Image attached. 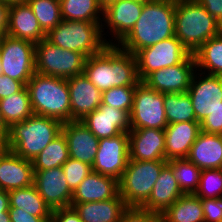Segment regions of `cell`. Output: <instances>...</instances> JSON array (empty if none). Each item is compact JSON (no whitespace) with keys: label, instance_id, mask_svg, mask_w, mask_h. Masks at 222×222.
I'll use <instances>...</instances> for the list:
<instances>
[{"label":"cell","instance_id":"23","mask_svg":"<svg viewBox=\"0 0 222 222\" xmlns=\"http://www.w3.org/2000/svg\"><path fill=\"white\" fill-rule=\"evenodd\" d=\"M6 34L33 44L46 38V33L27 2L10 6Z\"/></svg>","mask_w":222,"mask_h":222},{"label":"cell","instance_id":"35","mask_svg":"<svg viewBox=\"0 0 222 222\" xmlns=\"http://www.w3.org/2000/svg\"><path fill=\"white\" fill-rule=\"evenodd\" d=\"M173 170L178 186L183 194H195L202 170L187 158L173 159L167 163Z\"/></svg>","mask_w":222,"mask_h":222},{"label":"cell","instance_id":"48","mask_svg":"<svg viewBox=\"0 0 222 222\" xmlns=\"http://www.w3.org/2000/svg\"><path fill=\"white\" fill-rule=\"evenodd\" d=\"M8 131H9V128L4 123L3 118L1 116V111H0V142L5 143L7 141Z\"/></svg>","mask_w":222,"mask_h":222},{"label":"cell","instance_id":"27","mask_svg":"<svg viewBox=\"0 0 222 222\" xmlns=\"http://www.w3.org/2000/svg\"><path fill=\"white\" fill-rule=\"evenodd\" d=\"M82 222H120L122 215L129 208L118 195L106 201L71 203Z\"/></svg>","mask_w":222,"mask_h":222},{"label":"cell","instance_id":"37","mask_svg":"<svg viewBox=\"0 0 222 222\" xmlns=\"http://www.w3.org/2000/svg\"><path fill=\"white\" fill-rule=\"evenodd\" d=\"M195 195L201 199L222 197V168L202 170Z\"/></svg>","mask_w":222,"mask_h":222},{"label":"cell","instance_id":"43","mask_svg":"<svg viewBox=\"0 0 222 222\" xmlns=\"http://www.w3.org/2000/svg\"><path fill=\"white\" fill-rule=\"evenodd\" d=\"M50 222H82L74 207H63L52 211Z\"/></svg>","mask_w":222,"mask_h":222},{"label":"cell","instance_id":"22","mask_svg":"<svg viewBox=\"0 0 222 222\" xmlns=\"http://www.w3.org/2000/svg\"><path fill=\"white\" fill-rule=\"evenodd\" d=\"M165 131V160L187 158L190 148L201 132L200 122L168 124Z\"/></svg>","mask_w":222,"mask_h":222},{"label":"cell","instance_id":"18","mask_svg":"<svg viewBox=\"0 0 222 222\" xmlns=\"http://www.w3.org/2000/svg\"><path fill=\"white\" fill-rule=\"evenodd\" d=\"M129 160H165L164 129H130Z\"/></svg>","mask_w":222,"mask_h":222},{"label":"cell","instance_id":"51","mask_svg":"<svg viewBox=\"0 0 222 222\" xmlns=\"http://www.w3.org/2000/svg\"><path fill=\"white\" fill-rule=\"evenodd\" d=\"M116 0H98L99 5L105 9L108 5L115 2Z\"/></svg>","mask_w":222,"mask_h":222},{"label":"cell","instance_id":"34","mask_svg":"<svg viewBox=\"0 0 222 222\" xmlns=\"http://www.w3.org/2000/svg\"><path fill=\"white\" fill-rule=\"evenodd\" d=\"M164 108L168 124L196 121L188 92L164 94Z\"/></svg>","mask_w":222,"mask_h":222},{"label":"cell","instance_id":"45","mask_svg":"<svg viewBox=\"0 0 222 222\" xmlns=\"http://www.w3.org/2000/svg\"><path fill=\"white\" fill-rule=\"evenodd\" d=\"M222 26V0H197Z\"/></svg>","mask_w":222,"mask_h":222},{"label":"cell","instance_id":"19","mask_svg":"<svg viewBox=\"0 0 222 222\" xmlns=\"http://www.w3.org/2000/svg\"><path fill=\"white\" fill-rule=\"evenodd\" d=\"M71 104V121L82 120L102 104V92L84 75L67 79Z\"/></svg>","mask_w":222,"mask_h":222},{"label":"cell","instance_id":"26","mask_svg":"<svg viewBox=\"0 0 222 222\" xmlns=\"http://www.w3.org/2000/svg\"><path fill=\"white\" fill-rule=\"evenodd\" d=\"M187 159L201 170L222 168V135L201 131Z\"/></svg>","mask_w":222,"mask_h":222},{"label":"cell","instance_id":"21","mask_svg":"<svg viewBox=\"0 0 222 222\" xmlns=\"http://www.w3.org/2000/svg\"><path fill=\"white\" fill-rule=\"evenodd\" d=\"M34 184V168L31 160L8 150L0 158V190L10 191Z\"/></svg>","mask_w":222,"mask_h":222},{"label":"cell","instance_id":"50","mask_svg":"<svg viewBox=\"0 0 222 222\" xmlns=\"http://www.w3.org/2000/svg\"><path fill=\"white\" fill-rule=\"evenodd\" d=\"M0 222H11L8 211H0Z\"/></svg>","mask_w":222,"mask_h":222},{"label":"cell","instance_id":"42","mask_svg":"<svg viewBox=\"0 0 222 222\" xmlns=\"http://www.w3.org/2000/svg\"><path fill=\"white\" fill-rule=\"evenodd\" d=\"M25 86L26 85L21 81H17L8 76L1 75L0 76V100L12 94L18 93Z\"/></svg>","mask_w":222,"mask_h":222},{"label":"cell","instance_id":"32","mask_svg":"<svg viewBox=\"0 0 222 222\" xmlns=\"http://www.w3.org/2000/svg\"><path fill=\"white\" fill-rule=\"evenodd\" d=\"M62 20L102 22L103 8L98 0H59Z\"/></svg>","mask_w":222,"mask_h":222},{"label":"cell","instance_id":"6","mask_svg":"<svg viewBox=\"0 0 222 222\" xmlns=\"http://www.w3.org/2000/svg\"><path fill=\"white\" fill-rule=\"evenodd\" d=\"M33 114L54 118L66 123L71 121V104L67 79L39 73L27 82Z\"/></svg>","mask_w":222,"mask_h":222},{"label":"cell","instance_id":"30","mask_svg":"<svg viewBox=\"0 0 222 222\" xmlns=\"http://www.w3.org/2000/svg\"><path fill=\"white\" fill-rule=\"evenodd\" d=\"M10 207L20 208L38 217H51L52 210L38 193L36 186L8 191Z\"/></svg>","mask_w":222,"mask_h":222},{"label":"cell","instance_id":"29","mask_svg":"<svg viewBox=\"0 0 222 222\" xmlns=\"http://www.w3.org/2000/svg\"><path fill=\"white\" fill-rule=\"evenodd\" d=\"M193 55L197 71L222 76V31L205 42Z\"/></svg>","mask_w":222,"mask_h":222},{"label":"cell","instance_id":"47","mask_svg":"<svg viewBox=\"0 0 222 222\" xmlns=\"http://www.w3.org/2000/svg\"><path fill=\"white\" fill-rule=\"evenodd\" d=\"M10 208L8 191L0 190V211H8Z\"/></svg>","mask_w":222,"mask_h":222},{"label":"cell","instance_id":"17","mask_svg":"<svg viewBox=\"0 0 222 222\" xmlns=\"http://www.w3.org/2000/svg\"><path fill=\"white\" fill-rule=\"evenodd\" d=\"M99 140L131 129L130 114L127 111L101 104L92 113L80 120Z\"/></svg>","mask_w":222,"mask_h":222},{"label":"cell","instance_id":"1","mask_svg":"<svg viewBox=\"0 0 222 222\" xmlns=\"http://www.w3.org/2000/svg\"><path fill=\"white\" fill-rule=\"evenodd\" d=\"M176 0H150L143 4L132 30L116 44L135 55L139 50L175 36Z\"/></svg>","mask_w":222,"mask_h":222},{"label":"cell","instance_id":"54","mask_svg":"<svg viewBox=\"0 0 222 222\" xmlns=\"http://www.w3.org/2000/svg\"><path fill=\"white\" fill-rule=\"evenodd\" d=\"M134 1H139V2H147V1H150V0H134Z\"/></svg>","mask_w":222,"mask_h":222},{"label":"cell","instance_id":"14","mask_svg":"<svg viewBox=\"0 0 222 222\" xmlns=\"http://www.w3.org/2000/svg\"><path fill=\"white\" fill-rule=\"evenodd\" d=\"M143 4L134 0H116L103 9L102 35L108 45L118 44L132 30L141 15ZM104 29H108L107 32ZM106 33L112 39H106Z\"/></svg>","mask_w":222,"mask_h":222},{"label":"cell","instance_id":"11","mask_svg":"<svg viewBox=\"0 0 222 222\" xmlns=\"http://www.w3.org/2000/svg\"><path fill=\"white\" fill-rule=\"evenodd\" d=\"M191 53L176 36L164 39L136 54L137 73L142 82L150 73L183 62Z\"/></svg>","mask_w":222,"mask_h":222},{"label":"cell","instance_id":"49","mask_svg":"<svg viewBox=\"0 0 222 222\" xmlns=\"http://www.w3.org/2000/svg\"><path fill=\"white\" fill-rule=\"evenodd\" d=\"M26 1L27 0H0V2L6 4L8 6L25 3Z\"/></svg>","mask_w":222,"mask_h":222},{"label":"cell","instance_id":"13","mask_svg":"<svg viewBox=\"0 0 222 222\" xmlns=\"http://www.w3.org/2000/svg\"><path fill=\"white\" fill-rule=\"evenodd\" d=\"M129 160V135L120 133L99 140L98 151L92 165L93 172L110 176L118 181Z\"/></svg>","mask_w":222,"mask_h":222},{"label":"cell","instance_id":"12","mask_svg":"<svg viewBox=\"0 0 222 222\" xmlns=\"http://www.w3.org/2000/svg\"><path fill=\"white\" fill-rule=\"evenodd\" d=\"M130 124L131 129H165L168 122L165 115L164 94L140 82L135 89Z\"/></svg>","mask_w":222,"mask_h":222},{"label":"cell","instance_id":"4","mask_svg":"<svg viewBox=\"0 0 222 222\" xmlns=\"http://www.w3.org/2000/svg\"><path fill=\"white\" fill-rule=\"evenodd\" d=\"M221 31L222 26L197 0H176L175 36L190 53Z\"/></svg>","mask_w":222,"mask_h":222},{"label":"cell","instance_id":"2","mask_svg":"<svg viewBox=\"0 0 222 222\" xmlns=\"http://www.w3.org/2000/svg\"><path fill=\"white\" fill-rule=\"evenodd\" d=\"M84 75L101 92L113 87H136L141 81L135 55L117 45H107L85 60Z\"/></svg>","mask_w":222,"mask_h":222},{"label":"cell","instance_id":"9","mask_svg":"<svg viewBox=\"0 0 222 222\" xmlns=\"http://www.w3.org/2000/svg\"><path fill=\"white\" fill-rule=\"evenodd\" d=\"M86 57L80 52L62 49L46 38L35 44L36 73L68 79L84 74Z\"/></svg>","mask_w":222,"mask_h":222},{"label":"cell","instance_id":"44","mask_svg":"<svg viewBox=\"0 0 222 222\" xmlns=\"http://www.w3.org/2000/svg\"><path fill=\"white\" fill-rule=\"evenodd\" d=\"M8 212L11 222H50L51 218L33 216L26 211L15 207H10Z\"/></svg>","mask_w":222,"mask_h":222},{"label":"cell","instance_id":"39","mask_svg":"<svg viewBox=\"0 0 222 222\" xmlns=\"http://www.w3.org/2000/svg\"><path fill=\"white\" fill-rule=\"evenodd\" d=\"M63 173L66 176V181L69 188L74 192L78 185L93 172L92 166L88 163L69 158L62 165Z\"/></svg>","mask_w":222,"mask_h":222},{"label":"cell","instance_id":"20","mask_svg":"<svg viewBox=\"0 0 222 222\" xmlns=\"http://www.w3.org/2000/svg\"><path fill=\"white\" fill-rule=\"evenodd\" d=\"M62 133L67 140L69 157L92 166L99 139L79 120L63 123Z\"/></svg>","mask_w":222,"mask_h":222},{"label":"cell","instance_id":"55","mask_svg":"<svg viewBox=\"0 0 222 222\" xmlns=\"http://www.w3.org/2000/svg\"><path fill=\"white\" fill-rule=\"evenodd\" d=\"M156 222H164L161 218H159Z\"/></svg>","mask_w":222,"mask_h":222},{"label":"cell","instance_id":"15","mask_svg":"<svg viewBox=\"0 0 222 222\" xmlns=\"http://www.w3.org/2000/svg\"><path fill=\"white\" fill-rule=\"evenodd\" d=\"M197 71L194 55L191 53L183 62L150 73L142 82L160 93H185Z\"/></svg>","mask_w":222,"mask_h":222},{"label":"cell","instance_id":"7","mask_svg":"<svg viewBox=\"0 0 222 222\" xmlns=\"http://www.w3.org/2000/svg\"><path fill=\"white\" fill-rule=\"evenodd\" d=\"M101 25L102 22L62 20L46 34V39L62 49L80 52L88 58L108 45Z\"/></svg>","mask_w":222,"mask_h":222},{"label":"cell","instance_id":"46","mask_svg":"<svg viewBox=\"0 0 222 222\" xmlns=\"http://www.w3.org/2000/svg\"><path fill=\"white\" fill-rule=\"evenodd\" d=\"M10 6L0 2V38L4 36L8 29Z\"/></svg>","mask_w":222,"mask_h":222},{"label":"cell","instance_id":"52","mask_svg":"<svg viewBox=\"0 0 222 222\" xmlns=\"http://www.w3.org/2000/svg\"><path fill=\"white\" fill-rule=\"evenodd\" d=\"M9 149L6 147V144L0 142V158L8 151Z\"/></svg>","mask_w":222,"mask_h":222},{"label":"cell","instance_id":"38","mask_svg":"<svg viewBox=\"0 0 222 222\" xmlns=\"http://www.w3.org/2000/svg\"><path fill=\"white\" fill-rule=\"evenodd\" d=\"M136 87H113L102 92V104L112 108L127 111L129 114L133 108Z\"/></svg>","mask_w":222,"mask_h":222},{"label":"cell","instance_id":"53","mask_svg":"<svg viewBox=\"0 0 222 222\" xmlns=\"http://www.w3.org/2000/svg\"><path fill=\"white\" fill-rule=\"evenodd\" d=\"M3 75V72H2V65H1V62H0V76Z\"/></svg>","mask_w":222,"mask_h":222},{"label":"cell","instance_id":"31","mask_svg":"<svg viewBox=\"0 0 222 222\" xmlns=\"http://www.w3.org/2000/svg\"><path fill=\"white\" fill-rule=\"evenodd\" d=\"M0 111L4 123L10 128L14 123H19L31 117L33 111L30 104V95L25 86L18 93L0 100Z\"/></svg>","mask_w":222,"mask_h":222},{"label":"cell","instance_id":"25","mask_svg":"<svg viewBox=\"0 0 222 222\" xmlns=\"http://www.w3.org/2000/svg\"><path fill=\"white\" fill-rule=\"evenodd\" d=\"M182 195L172 168L166 164L153 186L151 195L140 208L161 214Z\"/></svg>","mask_w":222,"mask_h":222},{"label":"cell","instance_id":"40","mask_svg":"<svg viewBox=\"0 0 222 222\" xmlns=\"http://www.w3.org/2000/svg\"><path fill=\"white\" fill-rule=\"evenodd\" d=\"M159 218L158 213L139 207H129L122 215L120 222H156Z\"/></svg>","mask_w":222,"mask_h":222},{"label":"cell","instance_id":"28","mask_svg":"<svg viewBox=\"0 0 222 222\" xmlns=\"http://www.w3.org/2000/svg\"><path fill=\"white\" fill-rule=\"evenodd\" d=\"M164 222H204L202 200L195 194H183L160 214Z\"/></svg>","mask_w":222,"mask_h":222},{"label":"cell","instance_id":"16","mask_svg":"<svg viewBox=\"0 0 222 222\" xmlns=\"http://www.w3.org/2000/svg\"><path fill=\"white\" fill-rule=\"evenodd\" d=\"M34 185L52 211L71 206L73 191L68 186L62 167L34 170Z\"/></svg>","mask_w":222,"mask_h":222},{"label":"cell","instance_id":"10","mask_svg":"<svg viewBox=\"0 0 222 222\" xmlns=\"http://www.w3.org/2000/svg\"><path fill=\"white\" fill-rule=\"evenodd\" d=\"M0 62L3 75L25 85L35 71V44L7 34L0 38Z\"/></svg>","mask_w":222,"mask_h":222},{"label":"cell","instance_id":"24","mask_svg":"<svg viewBox=\"0 0 222 222\" xmlns=\"http://www.w3.org/2000/svg\"><path fill=\"white\" fill-rule=\"evenodd\" d=\"M119 195V181L91 172L73 192L71 203L106 201Z\"/></svg>","mask_w":222,"mask_h":222},{"label":"cell","instance_id":"8","mask_svg":"<svg viewBox=\"0 0 222 222\" xmlns=\"http://www.w3.org/2000/svg\"><path fill=\"white\" fill-rule=\"evenodd\" d=\"M166 160H128L119 180V195L128 207H141L151 195Z\"/></svg>","mask_w":222,"mask_h":222},{"label":"cell","instance_id":"41","mask_svg":"<svg viewBox=\"0 0 222 222\" xmlns=\"http://www.w3.org/2000/svg\"><path fill=\"white\" fill-rule=\"evenodd\" d=\"M201 200L204 222H219L222 219V197Z\"/></svg>","mask_w":222,"mask_h":222},{"label":"cell","instance_id":"36","mask_svg":"<svg viewBox=\"0 0 222 222\" xmlns=\"http://www.w3.org/2000/svg\"><path fill=\"white\" fill-rule=\"evenodd\" d=\"M26 2L46 34L62 21L59 0H27Z\"/></svg>","mask_w":222,"mask_h":222},{"label":"cell","instance_id":"5","mask_svg":"<svg viewBox=\"0 0 222 222\" xmlns=\"http://www.w3.org/2000/svg\"><path fill=\"white\" fill-rule=\"evenodd\" d=\"M187 92L201 131L222 135V76L196 71Z\"/></svg>","mask_w":222,"mask_h":222},{"label":"cell","instance_id":"33","mask_svg":"<svg viewBox=\"0 0 222 222\" xmlns=\"http://www.w3.org/2000/svg\"><path fill=\"white\" fill-rule=\"evenodd\" d=\"M66 137L61 133L32 161L34 170H48L62 167L69 159Z\"/></svg>","mask_w":222,"mask_h":222},{"label":"cell","instance_id":"3","mask_svg":"<svg viewBox=\"0 0 222 222\" xmlns=\"http://www.w3.org/2000/svg\"><path fill=\"white\" fill-rule=\"evenodd\" d=\"M62 126L59 120L33 114L9 128L6 147L18 156L33 161L62 133Z\"/></svg>","mask_w":222,"mask_h":222}]
</instances>
